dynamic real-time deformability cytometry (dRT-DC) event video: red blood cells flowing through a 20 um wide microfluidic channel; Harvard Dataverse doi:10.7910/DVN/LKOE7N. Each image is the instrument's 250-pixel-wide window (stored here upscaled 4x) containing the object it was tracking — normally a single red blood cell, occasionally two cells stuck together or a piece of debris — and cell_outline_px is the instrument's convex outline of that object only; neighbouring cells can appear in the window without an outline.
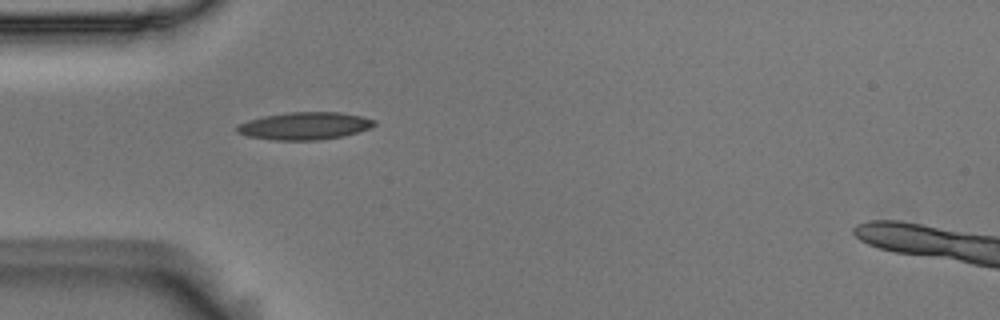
{"species": "Egyptian fruit bat (a non-hibernating species)", "species_latin": "Rousettus aegyptiacus", "temperature_condition": "room temperature", "stored_images_in_passage": 2, "camera_frame_rate_fps": 3000, "um_per_image_px": 0.085, "animal": {"sex": "male"}, "frame": {"image": 1, "passage_image": 1, "time_ms": 0.0, "image_size_px": [1000, 320], "cell_outline_px": [[376, 124], [368, 128], [344, 136], [320, 140], [272, 140], [244, 136], [236, 132], [236, 128], [240, 124], [248, 120], [264, 116], [292, 112], [340, 112], [360, 116], [376, 120]], "centroid_in_image_um": [25.87, 10.71], "position_along_channel_um": 59.1, "area_um2": 21.96}}